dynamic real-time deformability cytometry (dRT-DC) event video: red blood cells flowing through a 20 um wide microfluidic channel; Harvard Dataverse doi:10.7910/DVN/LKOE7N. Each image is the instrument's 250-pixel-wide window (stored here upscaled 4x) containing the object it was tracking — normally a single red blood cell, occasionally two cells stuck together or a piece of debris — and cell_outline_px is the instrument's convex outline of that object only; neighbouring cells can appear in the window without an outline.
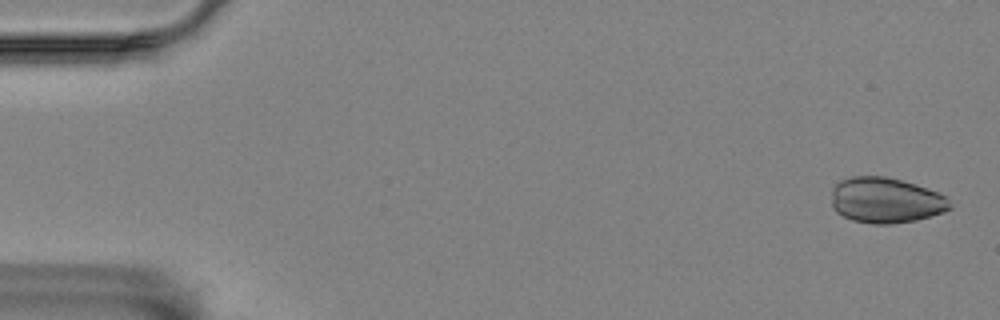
{"species": "Egyptian fruit bat (a non-hibernating species)", "species_latin": "Rousettus aegyptiacus", "temperature_condition": "room temperature", "stored_images_in_passage": 7, "camera_frame_rate_fps": 3000, "um_per_image_px": 0.085, "animal": {"sex": "female"}, "frame": {"image": 1, "passage_image": 1, "time_ms": 0.0, "image_size_px": [1000, 320], "cell_outline_px": [[952, 208], [944, 212], [916, 220], [888, 224], [872, 224], [852, 220], [836, 212], [832, 208], [832, 188], [840, 180], [852, 176], [888, 176], [916, 184], [936, 192], [944, 196], [948, 200]], "centroid_in_image_um": [75.26, 17.02], "position_along_channel_um": 9.7, "area_um2": 31.5}}
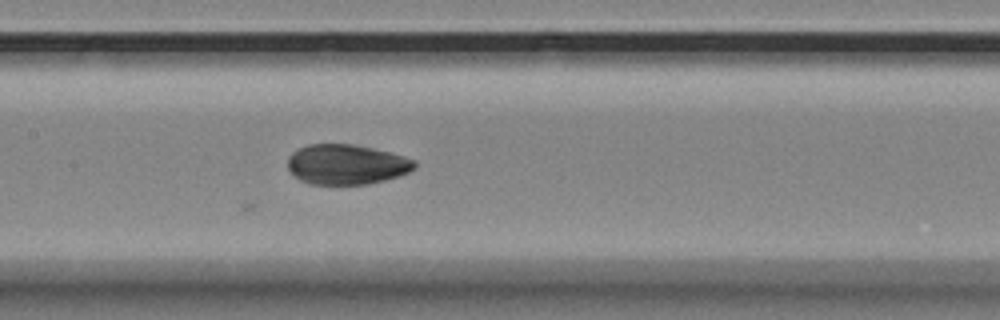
{"frame": {"image": 2, "passage_image": 7, "time_ms": 2.0, "image_size_px": [1000, 320], "cell_outline_px": [[416, 168], [400, 176], [368, 184], [308, 184], [300, 180], [288, 168], [288, 156], [292, 152], [308, 144], [352, 144], [372, 148], [404, 156], [416, 160]], "centroid_in_image_um": [29.46, 13.98], "position_along_channel_um": 177.9, "area_um2": 29.59}}